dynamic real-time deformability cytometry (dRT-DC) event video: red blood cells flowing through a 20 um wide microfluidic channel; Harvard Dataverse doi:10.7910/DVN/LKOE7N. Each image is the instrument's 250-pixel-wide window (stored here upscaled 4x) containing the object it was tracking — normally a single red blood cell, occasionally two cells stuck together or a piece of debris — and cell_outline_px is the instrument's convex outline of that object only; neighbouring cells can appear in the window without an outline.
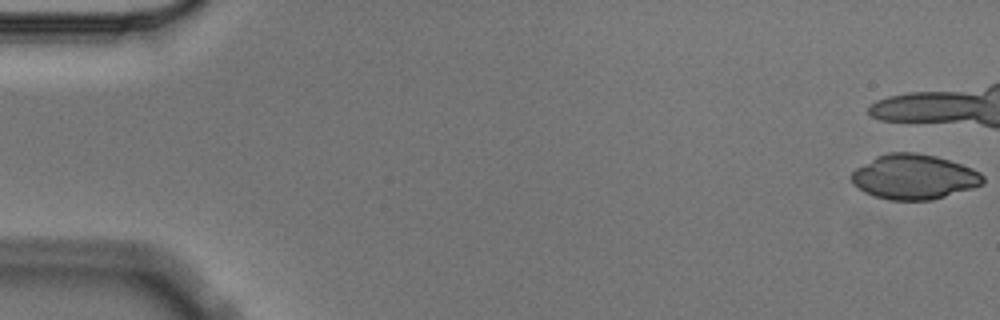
{"species": "Egyptian fruit bat (a non-hibernating species)", "species_latin": "Rousettus aegyptiacus", "temperature_condition": "cold", "stored_images_in_passage": 6, "camera_frame_rate_fps": 3000, "um_per_image_px": 0.085, "animal": {"sex": "male"}, "frame": {"image": 1, "passage_image": 1, "time_ms": 0.0, "image_size_px": [1000, 320], "cell_outline_px": [[984, 184], [972, 188], [932, 200], [888, 200], [872, 196], [864, 192], [852, 184], [852, 172], [856, 168], [876, 156], [888, 152], [916, 152], [936, 156], [972, 168], [980, 172], [984, 176]], "centroid_in_image_um": [77.68, 15.03], "position_along_channel_um": 7.3, "area_um2": 34.51}}